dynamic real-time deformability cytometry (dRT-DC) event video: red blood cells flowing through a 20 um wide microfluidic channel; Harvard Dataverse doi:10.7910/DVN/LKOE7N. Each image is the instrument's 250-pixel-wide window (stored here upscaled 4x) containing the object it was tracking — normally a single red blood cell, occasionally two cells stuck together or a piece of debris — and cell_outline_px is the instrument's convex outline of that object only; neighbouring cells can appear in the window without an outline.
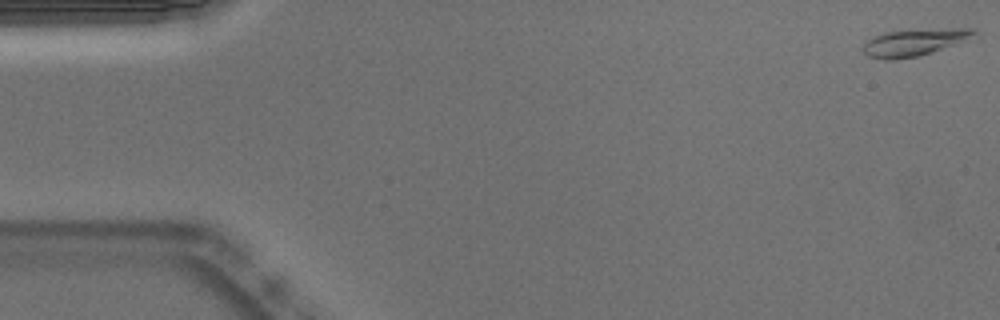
{"species": "Egyptian fruit bat (a non-hibernating species)", "species_latin": "Rousettus aegyptiacus", "temperature_condition": "warm", "stored_images_in_passage": 53, "camera_frame_rate_fps": 3000, "um_per_image_px": 0.085, "animal": {"sex": "male"}, "frame": {"image": 1, "passage_image": 1, "time_ms": 0.0, "image_size_px": [1000, 320], "cell_outline_px": [[976, 32], [952, 44], [932, 52], [920, 56], [896, 60], [884, 60], [868, 56], [860, 48], [868, 40], [884, 32], [952, 28], [972, 28]], "centroid_in_image_um": [77.57, 3.63], "position_along_channel_um": 7.4, "area_um2": 16.82}}
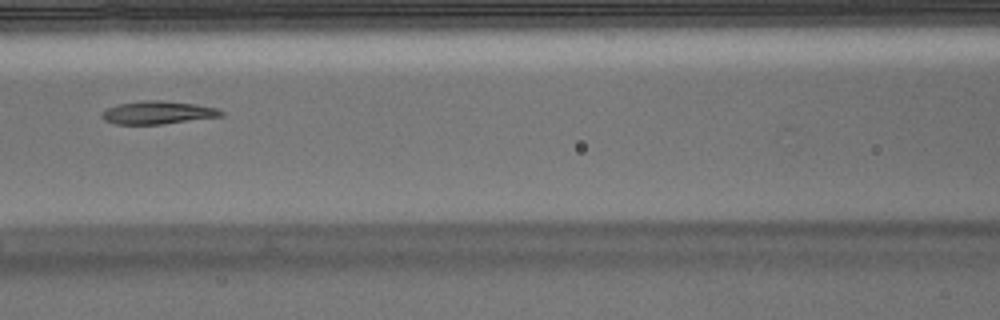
{"frame": {"image": 2, "passage_image": 23, "time_ms": 7.333, "image_size_px": [1000, 320], "cell_outline_px": [[224, 116], [160, 124], [116, 124], [104, 120], [100, 116], [100, 112], [116, 104], [140, 100], [160, 100], [196, 104], [216, 108], [224, 112]], "centroid_in_image_um": [13.37, 9.56], "position_along_channel_um": 153.2, "area_um2": 16.07}}
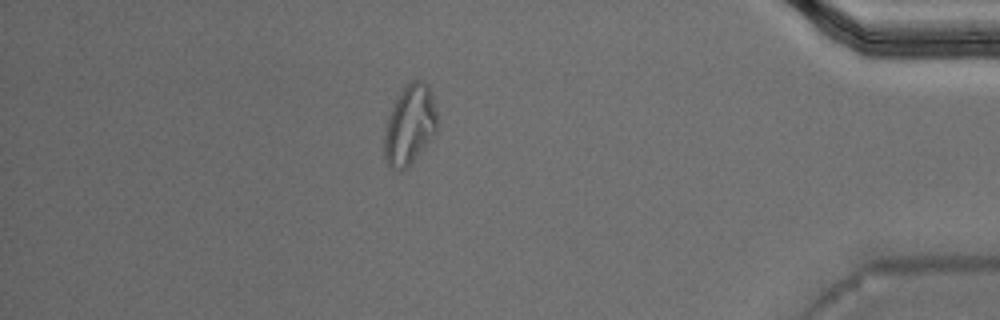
{"frame": {"image": 3, "passage_image": 46, "time_ms": 15.0, "image_size_px": [1000, 320], "cell_outline_px": [[436, 132], [412, 164], [408, 168], [400, 172], [396, 172], [388, 164], [384, 156], [384, 132], [388, 116], [400, 92], [412, 80], [420, 80], [428, 84], [432, 92], [436, 112]], "centroid_in_image_um": [34.82, 10.66], "position_along_channel_um": 400.4, "area_um2": 24.68}, "authors_computed_cell_mechanics": {"area_um2": 17.5134, "velocity_mm_per_s": 3.7799, "shape_relaxation_time_tau1_ms": null, "shape_relaxation_time_tau2_ms": 2.6534, "deformation_change_tau1": null, "deformation_change_tau2": 0.0824}}